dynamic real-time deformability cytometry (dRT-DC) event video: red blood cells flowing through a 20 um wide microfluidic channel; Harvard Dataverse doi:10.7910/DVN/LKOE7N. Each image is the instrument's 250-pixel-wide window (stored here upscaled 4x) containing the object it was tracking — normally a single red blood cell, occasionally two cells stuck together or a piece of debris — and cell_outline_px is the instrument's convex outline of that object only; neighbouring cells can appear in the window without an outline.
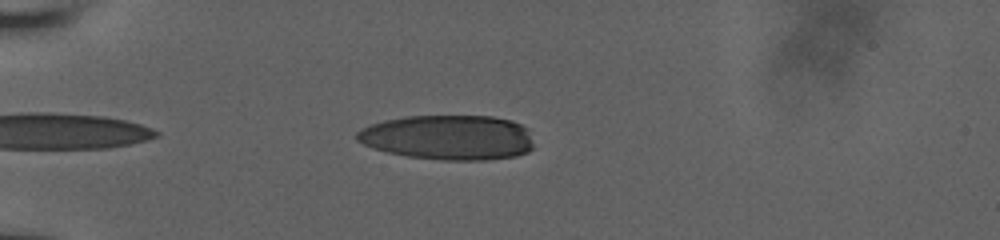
{"species": "human", "species_latin": "Homo sapiens", "temperature_condition": "room temperature", "stored_images_in_passage": 10, "camera_frame_rate_fps": 3000, "um_per_image_px": 0.085, "donor": {"sex": "male"}, "frame": {"image": 1, "passage_image": 3, "time_ms": 1.0, "image_size_px": [1000, 240], "cell_outline_px": [[532, 148], [528, 152], [516, 156], [484, 160], [440, 160], [408, 156], [388, 152], [372, 148], [356, 140], [356, 132], [360, 128], [384, 120], [404, 116], [492, 116], [512, 120], [528, 128], [532, 144]], "centroid_in_image_um": [38.1, 11.68], "position_along_channel_um": 46.9, "area_um2": 46.47}}
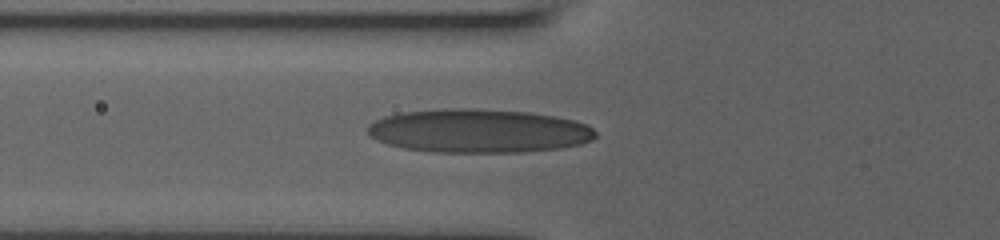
{"frame": {"image": 2, "passage_image": 7, "time_ms": 3.0, "image_size_px": [1000, 240], "cell_outline_px": [[596, 136], [592, 140], [580, 144], [560, 148], [520, 152], [428, 152], [404, 148], [388, 144], [376, 140], [364, 128], [368, 124], [384, 116], [400, 112], [444, 108], [472, 108], [524, 112], [552, 116], [572, 120], [584, 124], [592, 128], [596, 132]], "centroid_in_image_um": [40.62, 11.13], "position_along_channel_um": 85.2, "area_um2": 58.03}}
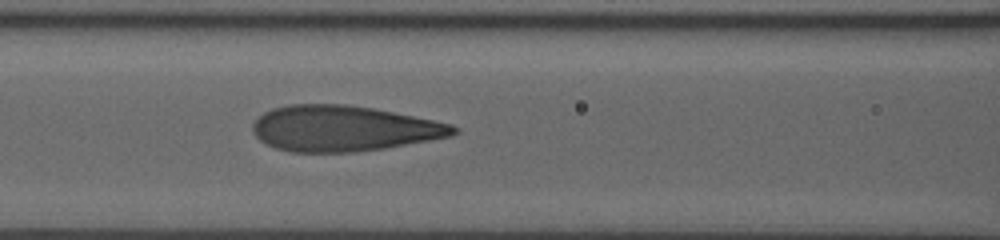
{"frame": {"image": 3, "passage_image": 10, "time_ms": 4.333, "image_size_px": [1000, 240], "cell_outline_px": [[460, 132], [452, 136], [384, 148], [352, 152], [292, 152], [276, 148], [260, 140], [252, 132], [252, 124], [264, 112], [272, 108], [288, 104], [348, 104], [372, 108], [452, 124], [460, 128]], "centroid_in_image_um": [29.19, 10.91], "position_along_channel_um": 137.4, "area_um2": 53.29}}